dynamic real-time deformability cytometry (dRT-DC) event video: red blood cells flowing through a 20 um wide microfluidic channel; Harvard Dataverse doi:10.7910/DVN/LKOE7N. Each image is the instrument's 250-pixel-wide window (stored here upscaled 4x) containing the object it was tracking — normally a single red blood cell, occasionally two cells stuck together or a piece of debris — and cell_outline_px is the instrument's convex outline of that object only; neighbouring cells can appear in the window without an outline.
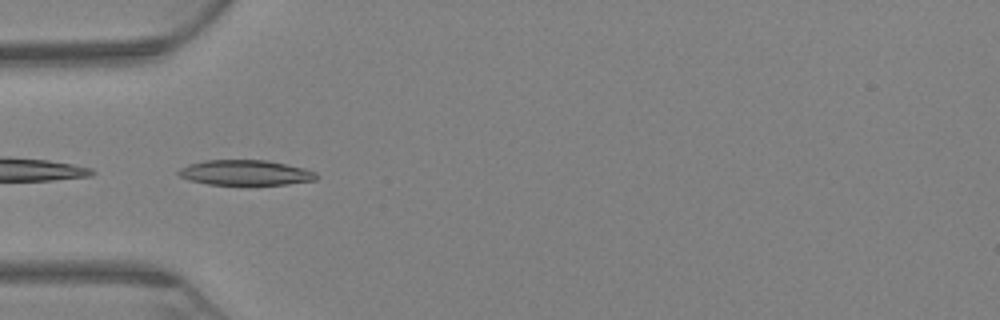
{"species": "Egyptian fruit bat (a non-hibernating species)", "species_latin": "Rousettus aegyptiacus", "temperature_condition": "warm", "stored_images_in_passage": 3, "camera_frame_rate_fps": 3000, "um_per_image_px": 0.085, "animal": {"sex": "female"}, "frame": {"image": 1, "passage_image": 1, "time_ms": 0.0, "image_size_px": [1000, 320], "cell_outline_px": [[316, 180], [288, 184], [208, 184], [188, 180], [180, 176], [176, 172], [180, 168], [188, 164], [204, 160], [264, 160], [304, 168], [316, 172]], "centroid_in_image_um": [20.82, 14.67], "position_along_channel_um": 64.2, "area_um2": 20.06}}